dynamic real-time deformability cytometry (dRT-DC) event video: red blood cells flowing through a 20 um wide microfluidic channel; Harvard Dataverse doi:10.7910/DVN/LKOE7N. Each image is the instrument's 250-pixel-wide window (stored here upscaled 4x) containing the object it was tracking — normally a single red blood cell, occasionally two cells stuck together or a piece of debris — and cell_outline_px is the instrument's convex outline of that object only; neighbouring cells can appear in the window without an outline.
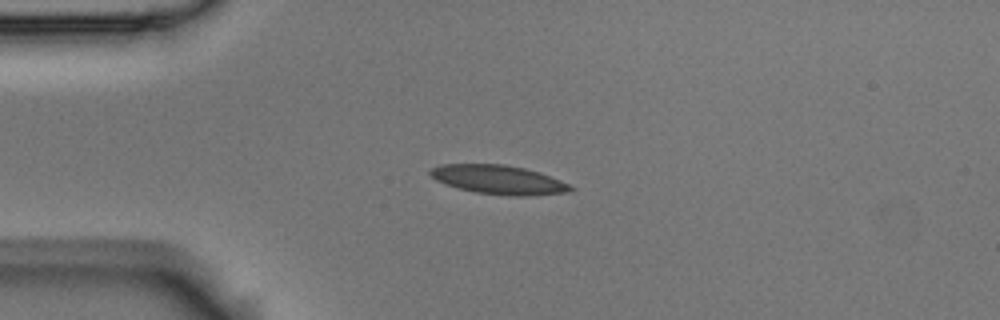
{"species": "Egyptian fruit bat (a non-hibernating species)", "species_latin": "Rousettus aegyptiacus", "temperature_condition": "room temperature", "stored_images_in_passage": 7, "camera_frame_rate_fps": 3000, "um_per_image_px": 0.085, "animal": {"sex": "male"}, "frame": {"image": 1, "passage_image": 3, "time_ms": 0.667, "image_size_px": [1000, 320], "cell_outline_px": [[576, 188], [568, 192], [528, 196], [508, 196], [476, 192], [460, 188], [436, 180], [428, 172], [432, 168], [440, 164], [504, 164], [524, 168], [540, 172], [560, 180]], "centroid_in_image_um": [42.41, 15.27], "position_along_channel_um": 42.6, "area_um2": 23.58}}
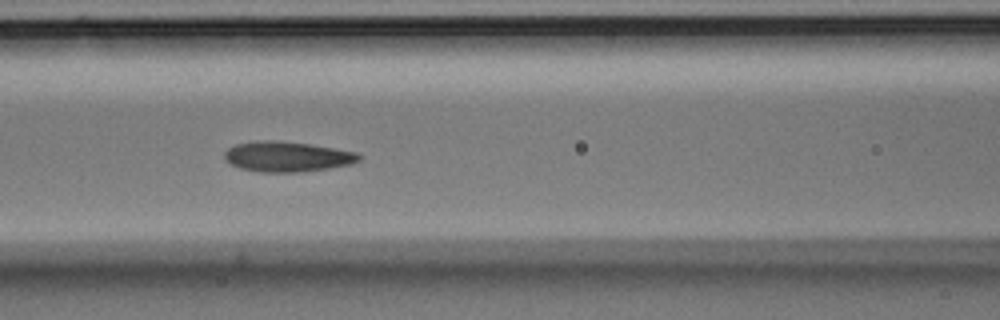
{"frame": {"image": 2, "passage_image": 6, "time_ms": 1.667, "image_size_px": [1000, 320], "cell_outline_px": [[360, 160], [352, 164], [328, 168], [300, 172], [260, 172], [240, 168], [224, 160], [224, 152], [228, 148], [236, 144], [256, 140], [276, 140], [312, 144], [356, 152], [360, 156]], "centroid_in_image_um": [24.38, 13.3], "position_along_channel_um": 142.2, "area_um2": 23.81}}
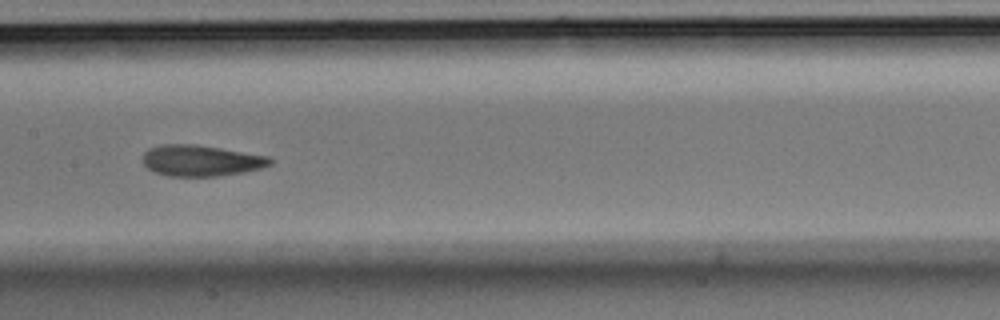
{"frame": {"image": 3, "passage_image": 7, "time_ms": 2.0, "image_size_px": [1000, 320], "cell_outline_px": [[272, 164], [260, 168], [244, 172], [220, 176], [168, 176], [156, 172], [148, 168], [144, 164], [144, 152], [148, 148], [160, 144], [192, 144], [220, 148], [268, 156], [272, 160]], "centroid_in_image_um": [17.08, 13.65], "position_along_channel_um": 190.3, "area_um2": 22.95}}